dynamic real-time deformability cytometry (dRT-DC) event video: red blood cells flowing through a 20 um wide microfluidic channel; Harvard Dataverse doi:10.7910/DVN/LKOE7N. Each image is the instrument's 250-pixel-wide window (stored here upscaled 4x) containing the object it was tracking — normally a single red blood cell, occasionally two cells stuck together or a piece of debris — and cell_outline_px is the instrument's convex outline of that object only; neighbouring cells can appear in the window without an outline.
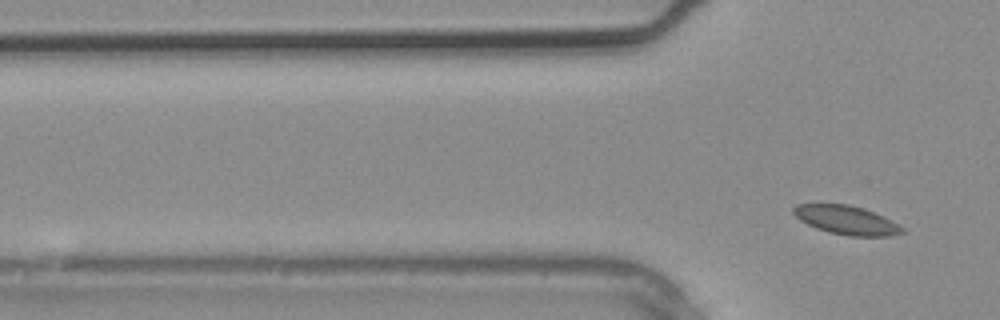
{"species": "common noctule bat (a hibernating species)", "species_latin": "Nyctalus noctula", "temperature_condition": "warm", "stored_images_in_passage": 5, "camera_frame_rate_fps": 3000, "um_per_image_px": 0.085, "animal": {"sex": "male", "body_mass_g": 20.4}, "frame": {"image": 1, "passage_image": 5, "time_ms": 1.333, "image_size_px": [1000, 320], "cell_outline_px": [[904, 232], [892, 236], [848, 236], [828, 232], [816, 228], [800, 220], [792, 212], [792, 208], [796, 204], [848, 204], [864, 208], [884, 216], [892, 220], [904, 228]], "centroid_in_image_um": [71.96, 18.71], "position_along_channel_um": 53.8, "area_um2": 18.38}}